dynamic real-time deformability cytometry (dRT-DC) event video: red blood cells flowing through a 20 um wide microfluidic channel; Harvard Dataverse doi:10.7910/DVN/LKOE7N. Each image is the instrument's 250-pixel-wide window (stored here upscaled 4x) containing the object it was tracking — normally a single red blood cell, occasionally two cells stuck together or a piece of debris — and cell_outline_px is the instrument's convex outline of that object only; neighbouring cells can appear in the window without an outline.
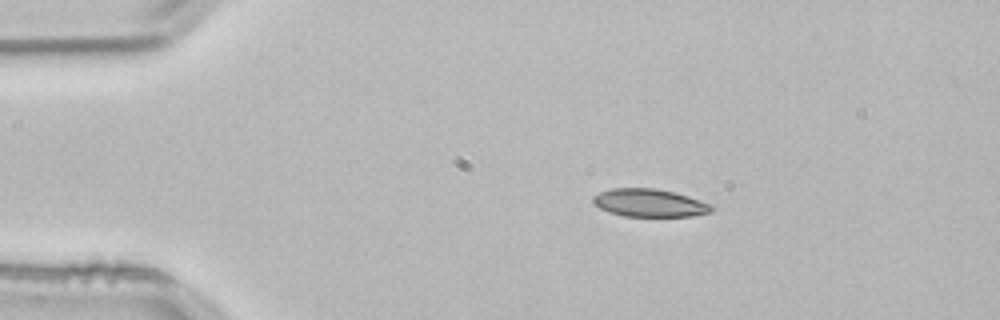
{"species": "common noctule bat (a hibernating species)", "species_latin": "Nyctalus noctula", "temperature_condition": "room temperature", "stored_images_in_passage": 44, "camera_frame_rate_fps": 3000, "um_per_image_px": 0.085, "animal": {"sex": "male", "body_mass_g": 21.5, "forearm_length_mm": 52.0}, "frame": {"image": 1, "passage_image": 1, "time_ms": 0.0, "image_size_px": [1000, 320], "cell_outline_px": [[712, 212], [692, 216], [624, 216], [608, 212], [600, 208], [592, 200], [592, 196], [600, 192], [612, 188], [656, 188], [688, 196], [712, 204]], "centroid_in_image_um": [55.2, 17.24], "position_along_channel_um": 29.8, "area_um2": 19.19}}
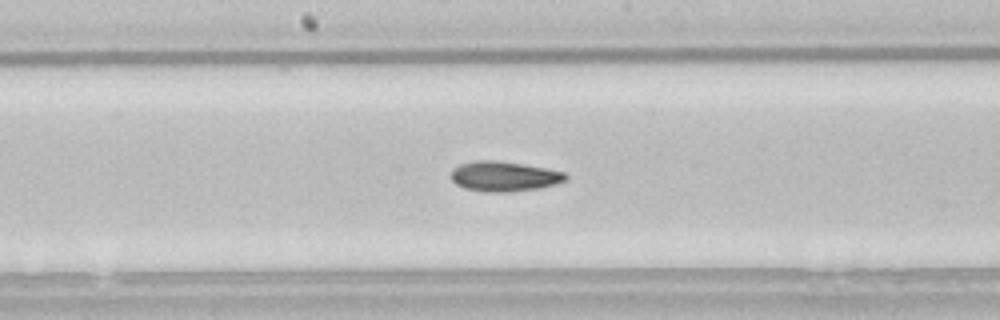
{"frame": {"image": 2, "passage_image": 19, "time_ms": 6.0, "image_size_px": [1000, 320], "cell_outline_px": [[568, 176], [564, 180], [540, 188], [508, 192], [484, 192], [464, 188], [456, 184], [452, 180], [452, 168], [460, 164], [476, 160], [496, 160], [524, 164], [548, 168], [564, 172]], "centroid_in_image_um": [42.82, 14.98], "position_along_channel_um": 205.4, "area_um2": 20.06}}
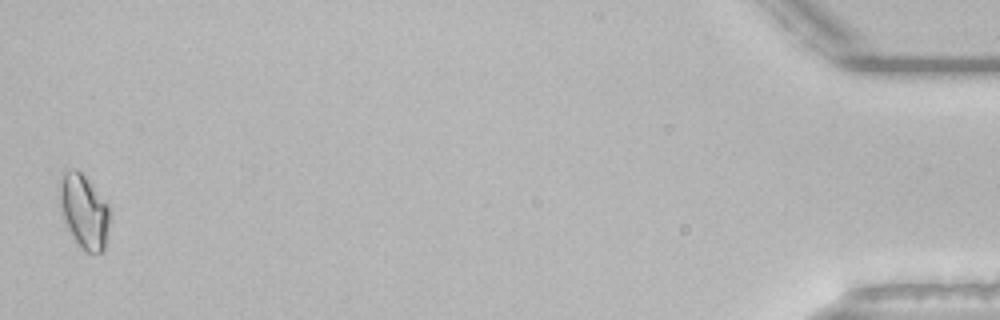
{"frame": {"image": 3, "passage_image": 44, "time_ms": 14.333, "image_size_px": [1000, 320], "cell_outline_px": [[112, 212], [104, 252], [84, 252], [72, 236], [64, 220], [60, 204], [60, 188], [64, 172], [76, 168], [84, 176], [108, 204]], "centroid_in_image_um": [7.19, 18.01], "position_along_channel_um": 428.0, "area_um2": 21.44}}